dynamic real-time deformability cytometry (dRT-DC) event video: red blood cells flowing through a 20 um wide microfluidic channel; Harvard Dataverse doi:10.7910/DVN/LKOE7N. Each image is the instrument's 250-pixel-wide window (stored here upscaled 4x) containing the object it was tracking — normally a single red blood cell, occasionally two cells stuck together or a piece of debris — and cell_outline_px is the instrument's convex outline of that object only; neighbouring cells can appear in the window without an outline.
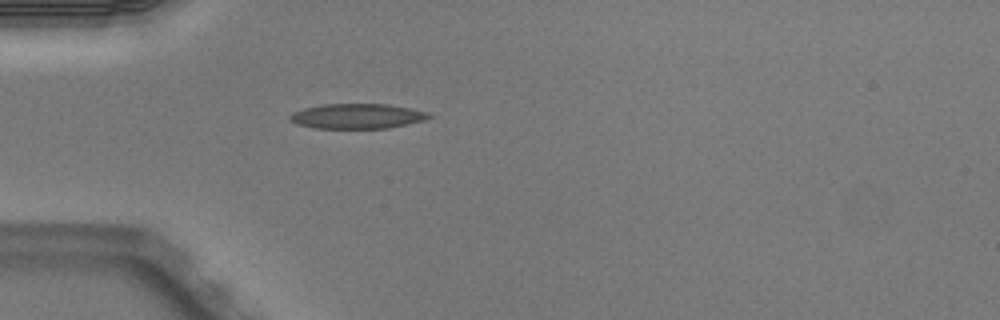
{"species": "Egyptian fruit bat (a non-hibernating species)", "species_latin": "Rousettus aegyptiacus", "temperature_condition": "warm", "stored_images_in_passage": 2, "camera_frame_rate_fps": 3000, "um_per_image_px": 0.085, "animal": {"sex": "male"}, "frame": {"image": 1, "passage_image": 2, "time_ms": 0.333, "image_size_px": [1000, 320], "cell_outline_px": [[432, 116], [424, 120], [388, 128], [316, 128], [296, 124], [288, 120], [288, 116], [292, 112], [304, 108], [324, 104], [388, 104], [428, 112]], "centroid_in_image_um": [30.31, 9.87], "position_along_channel_um": 54.7, "area_um2": 20.17}}